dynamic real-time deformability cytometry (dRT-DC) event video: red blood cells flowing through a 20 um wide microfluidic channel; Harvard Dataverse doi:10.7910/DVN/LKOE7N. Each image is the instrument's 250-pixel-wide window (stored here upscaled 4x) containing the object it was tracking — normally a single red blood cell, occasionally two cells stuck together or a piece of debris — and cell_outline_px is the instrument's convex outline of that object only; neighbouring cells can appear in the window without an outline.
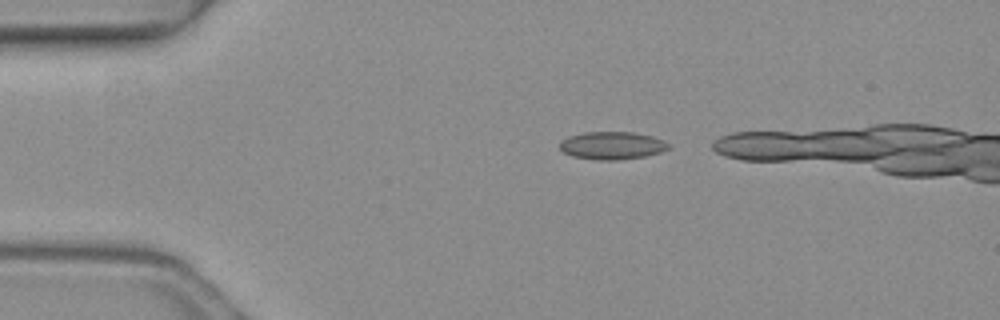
{"species": "common noctule bat (a hibernating species)", "species_latin": "Nyctalus noctula", "temperature_condition": "warm", "stored_images_in_passage": 3, "camera_frame_rate_fps": 3000, "um_per_image_px": 0.085, "animal": {"sex": "female", "body_mass_g": 19.3, "forearm_length_mm": 54.1}, "frame": {"image": 1, "passage_image": 1, "time_ms": 0.0, "image_size_px": [1000, 320], "cell_outline_px": [[668, 148], [660, 152], [644, 156], [620, 160], [596, 160], [572, 156], [564, 152], [560, 148], [560, 140], [568, 136], [584, 132], [632, 132], [652, 136], [664, 140], [668, 144]], "centroid_in_image_um": [51.99, 12.37], "position_along_channel_um": 33.0, "area_um2": 17.57}}